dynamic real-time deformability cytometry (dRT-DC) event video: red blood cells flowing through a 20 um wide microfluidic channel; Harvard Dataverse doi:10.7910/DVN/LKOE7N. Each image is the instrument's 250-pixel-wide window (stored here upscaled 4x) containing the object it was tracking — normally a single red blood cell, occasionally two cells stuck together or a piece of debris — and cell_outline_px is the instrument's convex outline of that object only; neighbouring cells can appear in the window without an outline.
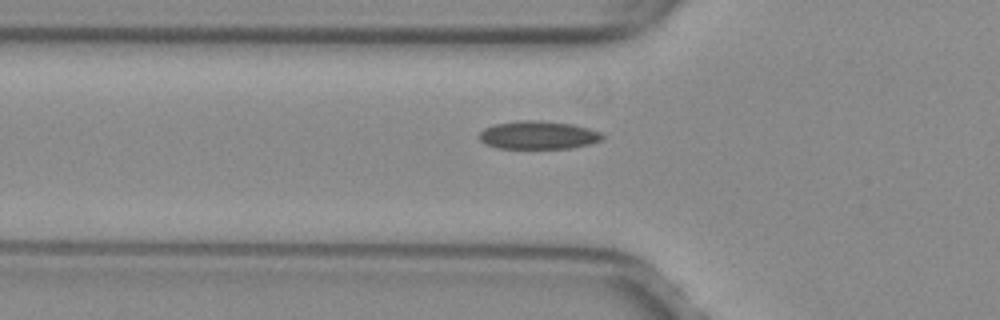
{"species": "common noctule bat (a hibernating species)", "species_latin": "Nyctalus noctula", "temperature_condition": "warm", "stored_images_in_passage": 37, "camera_frame_rate_fps": 3000, "um_per_image_px": 0.085, "animal": {"sex": "female", "body_mass_g": 29.2, "forearm_length_mm": 56.3}, "frame": {"image": 1, "passage_image": 3, "time_ms": 0.667, "image_size_px": [1000, 320], "cell_outline_px": [[604, 140], [572, 148], [500, 148], [488, 144], [480, 140], [476, 136], [484, 128], [492, 124], [520, 120], [540, 120], [572, 124], [588, 128], [600, 132], [604, 136]], "centroid_in_image_um": [45.74, 11.47], "position_along_channel_um": 80.1, "area_um2": 20.29}}
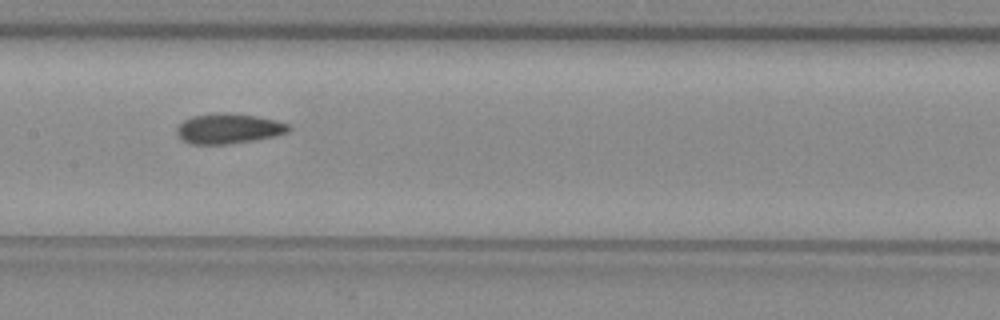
{"frame": {"image": 2, "passage_image": 11, "time_ms": 3.333, "image_size_px": [1000, 320], "cell_outline_px": [[292, 128], [288, 132], [256, 140], [228, 144], [188, 144], [176, 132], [176, 128], [184, 120], [192, 116], [224, 112], [228, 112], [256, 116], [276, 120], [288, 124]], "centroid_in_image_um": [19.43, 10.93], "position_along_channel_um": 188.0, "area_um2": 19.59}}
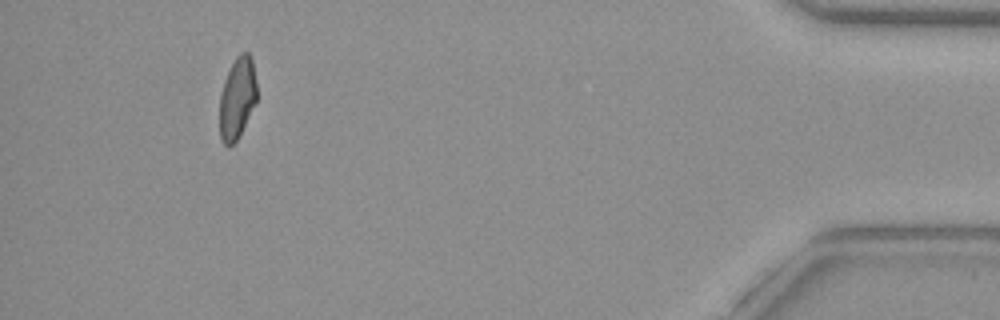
{"frame": {"image": 3, "passage_image": 33, "time_ms": 10.667, "image_size_px": [1000, 320], "cell_outline_px": [[256, 100], [236, 140], [228, 148], [220, 140], [220, 96], [224, 80], [236, 56], [240, 52], [248, 52], [252, 56], [256, 80]], "centroid_in_image_um": [20.15, 8.3], "position_along_channel_um": 415.0, "area_um2": 17.46}, "authors_computed_cell_mechanics": {"area_um2": 19.1896, "velocity_mm_per_s": 4.0218, "shape_relaxation_time_tau1_ms": null, "shape_relaxation_time_tau2_ms": 4.18, "deformation_change_tau1": null, "deformation_change_tau2": 0.0963}}